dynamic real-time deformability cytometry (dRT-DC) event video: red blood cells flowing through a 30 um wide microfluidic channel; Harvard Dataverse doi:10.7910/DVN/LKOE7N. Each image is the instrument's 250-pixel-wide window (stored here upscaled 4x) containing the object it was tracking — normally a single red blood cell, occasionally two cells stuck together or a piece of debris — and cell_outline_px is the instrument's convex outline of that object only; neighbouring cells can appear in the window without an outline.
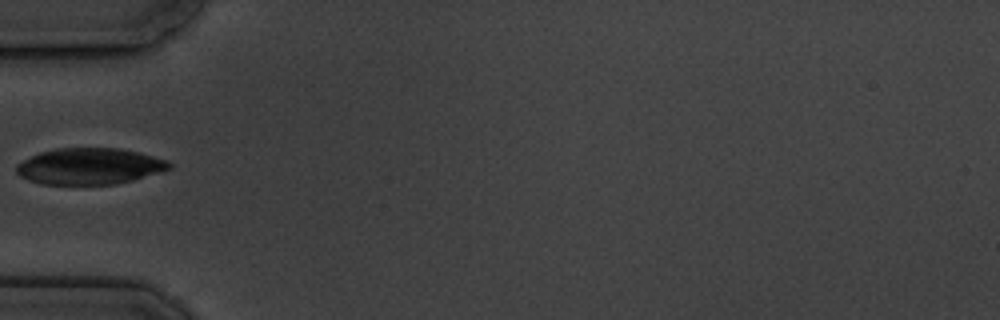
{"species": "common noctule bat (a hibernating species)", "species_latin": "Nyctalus noctula", "temperature_condition": "cold", "stored_images_in_passage": 3, "camera_frame_rate_fps": 3000, "um_per_image_px": 0.085, "animal": {"sex": "male", "body_mass_g": 19.5, "forearm_length_mm": 54.6}, "frame": {"image": 1, "passage_image": 1, "time_ms": 0.0, "image_size_px": [1000, 320], "cell_outline_px": [[172, 168], [160, 172], [132, 180], [116, 184], [44, 184], [28, 180], [20, 176], [16, 172], [16, 164], [40, 152], [56, 148], [116, 148], [140, 152], [168, 160], [172, 164]], "centroid_in_image_um": [7.63, 14.12], "position_along_channel_um": 77.4, "area_um2": 32.31}}